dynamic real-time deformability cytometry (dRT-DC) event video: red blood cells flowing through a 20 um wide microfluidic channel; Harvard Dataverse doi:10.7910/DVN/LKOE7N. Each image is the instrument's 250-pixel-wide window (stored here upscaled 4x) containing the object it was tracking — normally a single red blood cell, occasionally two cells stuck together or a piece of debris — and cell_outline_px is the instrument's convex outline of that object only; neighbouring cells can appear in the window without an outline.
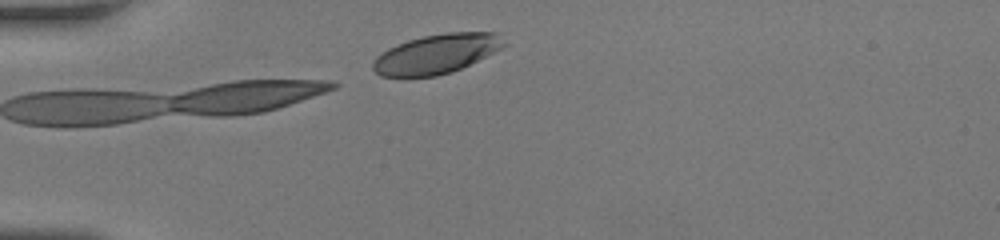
{"species": "human", "species_latin": "Homo sapiens", "temperature_condition": "room temperature", "stored_images_in_passage": 2, "camera_frame_rate_fps": 3000, "um_per_image_px": 0.085, "donor": {"sex": "female"}, "frame": {"image": 1, "passage_image": 2, "time_ms": 0.333, "image_size_px": [1000, 240], "cell_outline_px": [[504, 44], [500, 48], [460, 68], [436, 76], [380, 76], [372, 68], [372, 64], [388, 48], [408, 40], [424, 36], [448, 32], [496, 32]], "centroid_in_image_um": [37.06, 4.57], "position_along_channel_um": 47.9, "area_um2": 29.07}}